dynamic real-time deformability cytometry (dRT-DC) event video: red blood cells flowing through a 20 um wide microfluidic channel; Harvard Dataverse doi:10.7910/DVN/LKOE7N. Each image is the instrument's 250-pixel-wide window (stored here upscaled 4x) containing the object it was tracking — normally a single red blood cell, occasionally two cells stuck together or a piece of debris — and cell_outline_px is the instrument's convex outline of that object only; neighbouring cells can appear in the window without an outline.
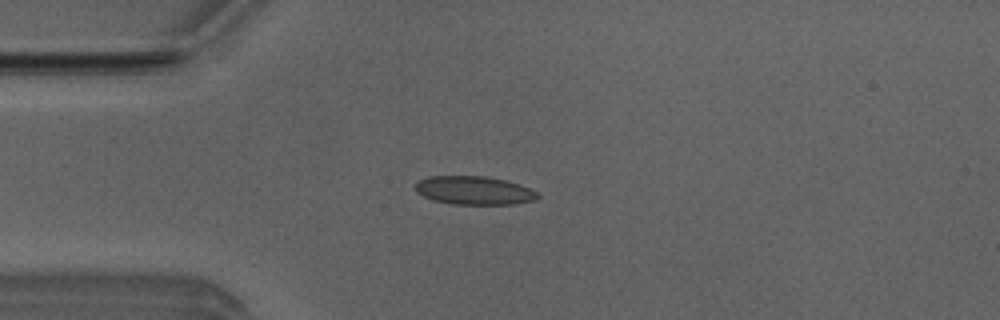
{"species": "Egyptian fruit bat (a non-hibernating species)", "species_latin": "Rousettus aegyptiacus", "temperature_condition": "room temperature", "stored_images_in_passage": 5, "camera_frame_rate_fps": 3000, "um_per_image_px": 0.085, "animal": {"sex": "male"}, "frame": {"image": 1, "passage_image": 2, "time_ms": 0.333, "image_size_px": [1000, 320], "cell_outline_px": [[540, 196], [536, 200], [512, 204], [452, 204], [432, 200], [416, 192], [416, 184], [420, 180], [428, 176], [484, 176], [504, 180], [520, 184], [536, 192]], "centroid_in_image_um": [40.29, 16.19], "position_along_channel_um": 44.7, "area_um2": 20.17}}